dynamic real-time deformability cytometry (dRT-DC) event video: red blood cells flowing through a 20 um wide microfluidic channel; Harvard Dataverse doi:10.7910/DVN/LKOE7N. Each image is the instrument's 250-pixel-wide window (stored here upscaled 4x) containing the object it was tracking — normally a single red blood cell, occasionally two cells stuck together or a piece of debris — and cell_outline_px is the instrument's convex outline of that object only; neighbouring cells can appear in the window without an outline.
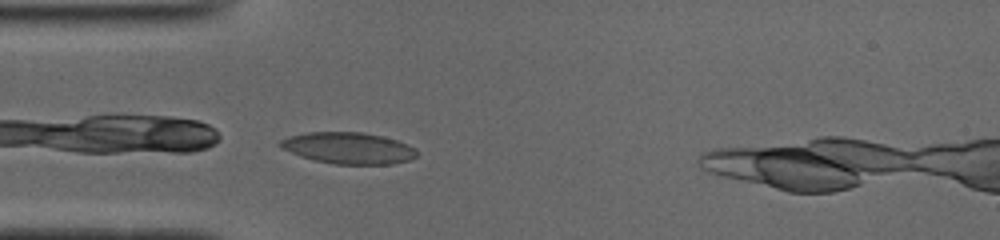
{"species": "common noctule bat (a hibernating species)", "species_latin": "Nyctalus noctula", "temperature_condition": "cold", "stored_images_in_passage": 3, "camera_frame_rate_fps": 3000, "um_per_image_px": 0.085, "animal": {"sex": "male", "body_mass_g": 19.0, "forearm_length_mm": 50.8}, "frame": {"image": 1, "passage_image": 3, "time_ms": 0.667, "image_size_px": [1000, 240], "cell_outline_px": [[416, 156], [408, 160], [392, 164], [336, 164], [312, 160], [300, 156], [280, 148], [276, 144], [280, 140], [288, 136], [308, 132], [360, 132], [380, 136], [396, 140], [412, 148], [416, 152]], "centroid_in_image_um": [29.51, 12.59], "position_along_channel_um": 55.5, "area_um2": 24.85}}